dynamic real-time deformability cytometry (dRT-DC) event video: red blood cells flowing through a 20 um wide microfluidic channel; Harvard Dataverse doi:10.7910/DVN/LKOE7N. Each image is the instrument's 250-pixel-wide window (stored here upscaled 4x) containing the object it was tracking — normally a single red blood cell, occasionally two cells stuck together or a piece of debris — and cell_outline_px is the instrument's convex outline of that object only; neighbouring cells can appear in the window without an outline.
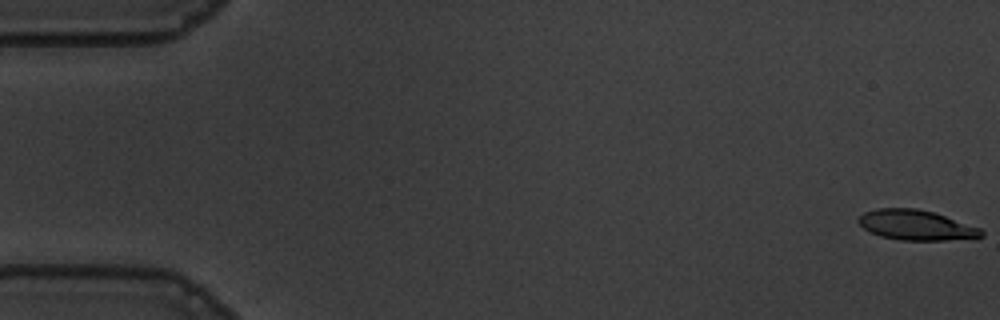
{"species": "common noctule bat (a hibernating species)", "species_latin": "Nyctalus noctula", "temperature_condition": "warm", "stored_images_in_passage": 11, "camera_frame_rate_fps": 3000, "um_per_image_px": 0.085, "animal": {"sex": "male", "body_mass_g": 19.5, "forearm_length_mm": 54.6}, "frame": {"image": 1, "passage_image": 1, "time_ms": 0.0, "image_size_px": [1000, 320], "cell_outline_px": [[984, 236], [976, 240], [900, 240], [880, 236], [868, 232], [856, 220], [864, 212], [876, 208], [916, 208], [932, 212], [980, 228], [984, 232]], "centroid_in_image_um": [77.9, 19.15], "position_along_channel_um": 7.1, "area_um2": 21.79}}